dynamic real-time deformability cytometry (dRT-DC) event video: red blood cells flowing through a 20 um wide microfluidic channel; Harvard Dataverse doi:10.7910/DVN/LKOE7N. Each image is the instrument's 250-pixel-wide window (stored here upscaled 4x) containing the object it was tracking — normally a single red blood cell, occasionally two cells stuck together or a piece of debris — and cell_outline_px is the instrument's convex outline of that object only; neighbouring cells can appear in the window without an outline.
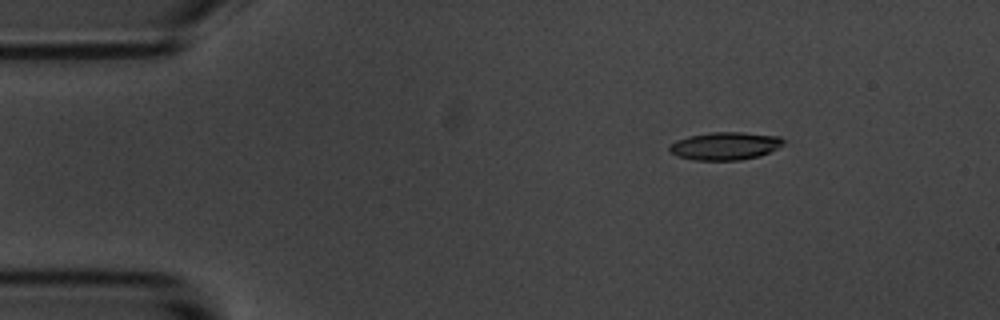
{"species": "common noctule bat (a hibernating species)", "species_latin": "Nyctalus noctula", "temperature_condition": "room temperature", "stored_images_in_passage": 9, "camera_frame_rate_fps": 3000, "um_per_image_px": 0.085, "animal": {"sex": "male", "body_mass_g": 20.1, "forearm_length_mm": 53.5}, "frame": {"image": 1, "passage_image": 1, "time_ms": 0.0, "image_size_px": [1000, 320], "cell_outline_px": [[788, 140], [784, 144], [760, 156], [740, 160], [696, 160], [680, 156], [672, 152], [668, 148], [668, 144], [676, 140], [688, 136], [712, 132], [744, 132], [780, 136]], "centroid_in_image_um": [61.67, 12.39], "position_along_channel_um": 23.3, "area_um2": 18.55}}
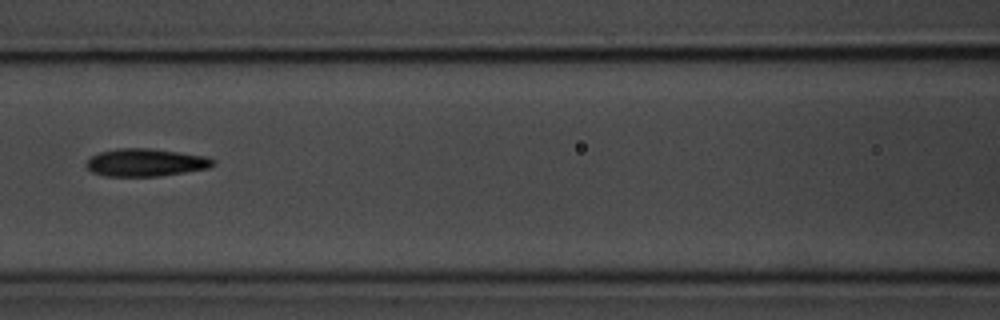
{"frame": {"image": 2, "passage_image": 6, "time_ms": 5.667, "image_size_px": [1000, 320], "cell_outline_px": [[216, 164], [208, 168], [184, 172], [156, 176], [108, 176], [92, 172], [84, 164], [92, 156], [100, 152], [116, 148], [152, 148], [180, 152], [204, 156], [216, 160]], "centroid_in_image_um": [12.39, 13.8], "position_along_channel_um": 154.2, "area_um2": 20.4}}
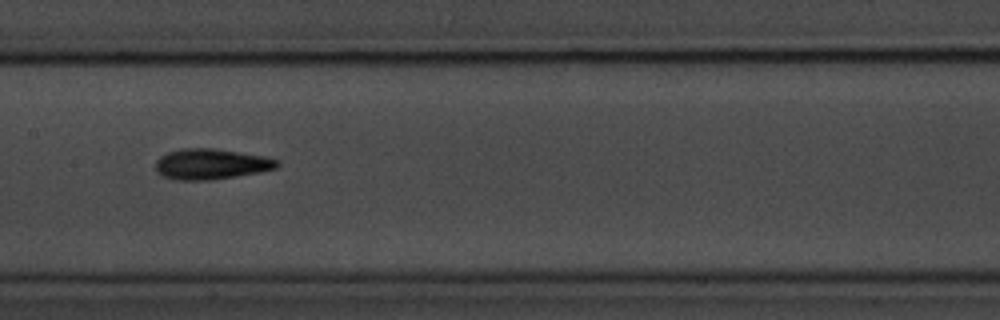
{"frame": {"image": 3, "passage_image": 7, "time_ms": 6.667, "image_size_px": [1000, 320], "cell_outline_px": [[280, 164], [276, 168], [260, 172], [236, 176], [208, 180], [172, 180], [156, 172], [156, 160], [160, 156], [168, 152], [180, 148], [212, 148], [264, 156], [280, 160]], "centroid_in_image_um": [17.93, 13.94], "position_along_channel_um": 189.5, "area_um2": 21.73}}